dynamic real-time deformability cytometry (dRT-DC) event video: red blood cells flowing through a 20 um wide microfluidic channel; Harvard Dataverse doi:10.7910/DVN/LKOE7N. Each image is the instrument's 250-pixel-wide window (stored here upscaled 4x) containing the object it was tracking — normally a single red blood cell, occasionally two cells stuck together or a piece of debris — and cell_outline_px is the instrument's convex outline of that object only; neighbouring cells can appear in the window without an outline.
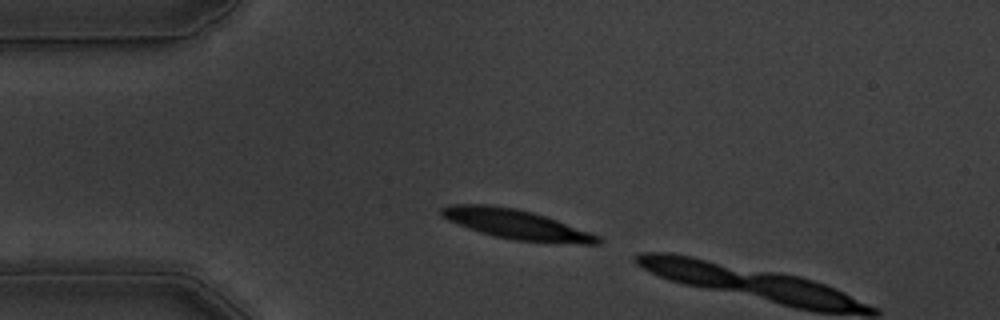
{"species": "common noctule bat (a hibernating species)", "species_latin": "Nyctalus noctula", "temperature_condition": "warm", "stored_images_in_passage": 3, "camera_frame_rate_fps": 3000, "um_per_image_px": 0.085, "animal": {"sex": "male", "body_mass_g": 19.5, "forearm_length_mm": 54.6}, "frame": {"image": 1, "passage_image": 1, "time_ms": 0.0, "image_size_px": [1000, 320], "cell_outline_px": [[604, 240], [600, 244], [584, 244], [512, 240], [480, 232], [468, 228], [448, 220], [440, 216], [440, 208], [452, 204], [488, 204], [516, 208], [532, 212], [556, 220], [600, 236]], "centroid_in_image_um": [43.87, 19.06], "position_along_channel_um": 41.1, "area_um2": 26.88}}